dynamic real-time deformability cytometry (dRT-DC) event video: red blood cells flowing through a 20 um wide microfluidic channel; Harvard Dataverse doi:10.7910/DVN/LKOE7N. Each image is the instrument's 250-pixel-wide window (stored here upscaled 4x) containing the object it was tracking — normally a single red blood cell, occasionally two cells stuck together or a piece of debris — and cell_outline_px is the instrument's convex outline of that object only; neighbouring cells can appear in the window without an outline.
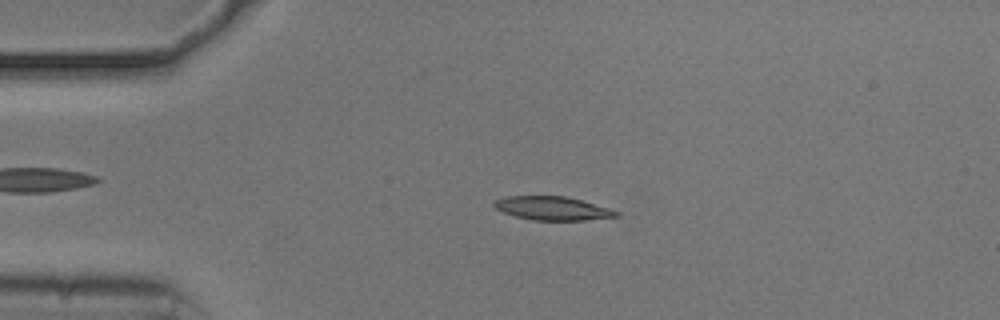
{"species": "common noctule bat (a hibernating species)", "species_latin": "Nyctalus noctula", "temperature_condition": "cold", "stored_images_in_passage": 53, "camera_frame_rate_fps": 3000, "um_per_image_px": 0.085, "animal": {"sex": "male", "body_mass_g": 20.5, "forearm_length_mm": 52.5}, "frame": {"image": 1, "passage_image": 11, "time_ms": 3.333, "image_size_px": [1000, 320], "cell_outline_px": [[620, 216], [584, 220], [532, 220], [516, 216], [504, 212], [496, 208], [492, 204], [496, 200], [508, 196], [564, 196], [580, 200], [608, 208], [620, 212]], "centroid_in_image_um": [46.97, 17.71], "position_along_channel_um": 38.0, "area_um2": 16.53}}
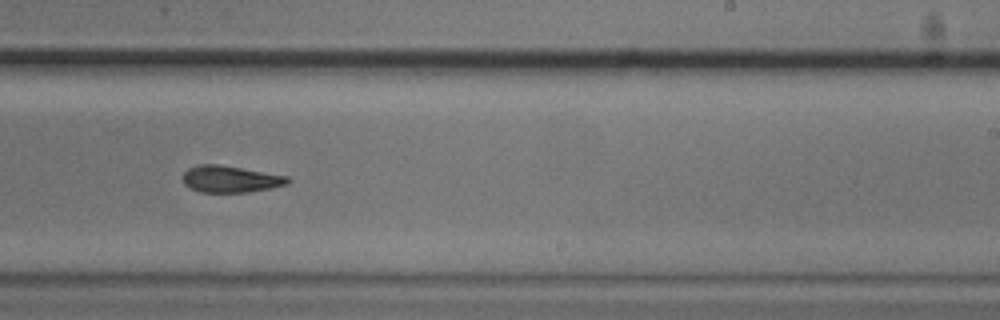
{"frame": {"image": 2, "passage_image": 32, "time_ms": 10.333, "image_size_px": [1000, 320], "cell_outline_px": [[292, 180], [288, 184], [272, 188], [248, 192], [200, 192], [188, 188], [184, 184], [184, 172], [188, 168], [200, 164], [220, 164], [288, 176]], "centroid_in_image_um": [19.6, 15.22], "position_along_channel_um": 269.4, "area_um2": 16.47}}
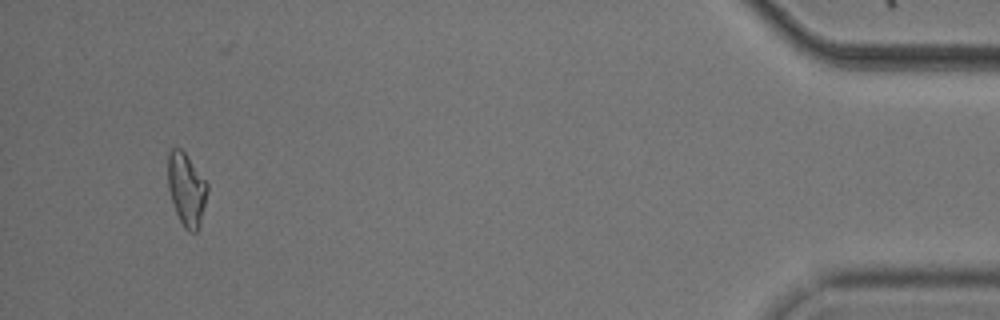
{"frame": {"image": 3, "passage_image": 50, "time_ms": 16.333, "image_size_px": [1000, 320], "cell_outline_px": [[208, 188], [200, 228], [196, 232], [188, 232], [184, 228], [176, 212], [168, 188], [168, 152], [172, 148], [180, 148], [184, 152], [208, 184]], "centroid_in_image_um": [15.85, 16.12], "position_along_channel_um": 419.3, "area_um2": 16.65}, "authors_computed_cell_mechanics": {"area_um2": 17.051, "velocity_mm_per_s": 3.7297, "shape_relaxation_time_tau1_ms": 6.2365, "shape_relaxation_time_tau2_ms": 7.407, "deformation_change_tau1": 0.1485, "deformation_change_tau2": 0.1567}}